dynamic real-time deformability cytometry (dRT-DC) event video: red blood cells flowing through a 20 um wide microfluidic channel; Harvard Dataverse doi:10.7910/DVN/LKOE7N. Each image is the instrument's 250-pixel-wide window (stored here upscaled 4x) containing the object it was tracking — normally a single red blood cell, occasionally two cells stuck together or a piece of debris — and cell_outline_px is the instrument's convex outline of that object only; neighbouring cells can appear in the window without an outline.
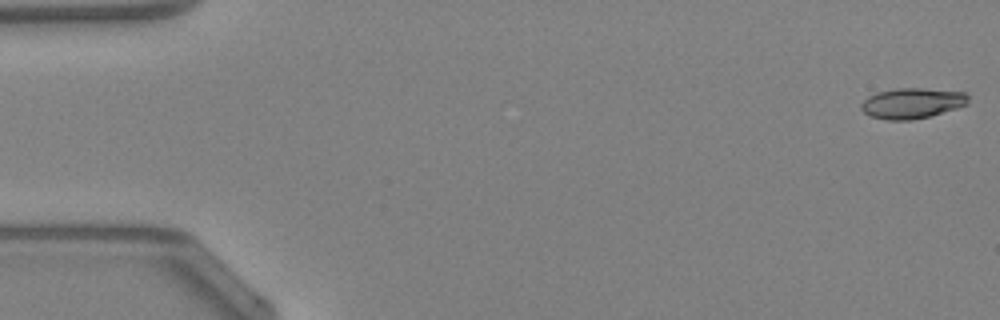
{"species": "Egyptian fruit bat (a non-hibernating species)", "species_latin": "Rousettus aegyptiacus", "temperature_condition": "warm", "stored_images_in_passage": 48, "camera_frame_rate_fps": 3000, "um_per_image_px": 0.085, "animal": {"sex": "female"}, "frame": {"image": 1, "passage_image": 1, "time_ms": 0.0, "image_size_px": [1000, 320], "cell_outline_px": [[968, 104], [956, 108], [928, 116], [912, 120], [888, 120], [868, 116], [860, 108], [860, 104], [868, 96], [876, 92], [896, 88], [924, 88], [968, 92]], "centroid_in_image_um": [77.51, 8.76], "position_along_channel_um": 7.5, "area_um2": 19.19}}
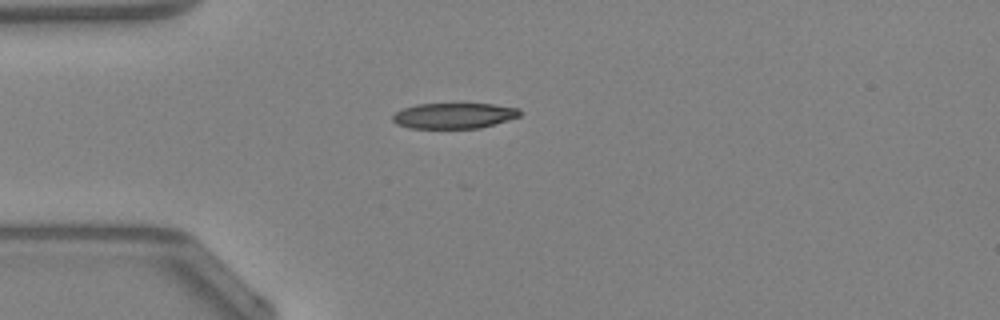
{"frame": {"image": 2, "passage_image": 13, "time_ms": 4.0, "image_size_px": [1000, 320], "cell_outline_px": [[524, 112], [520, 116], [508, 120], [480, 128], [408, 128], [396, 124], [392, 120], [392, 116], [396, 112], [404, 108], [416, 104], [492, 104], [520, 108]], "centroid_in_image_um": [38.61, 9.83], "position_along_channel_um": 46.4, "area_um2": 19.07}}
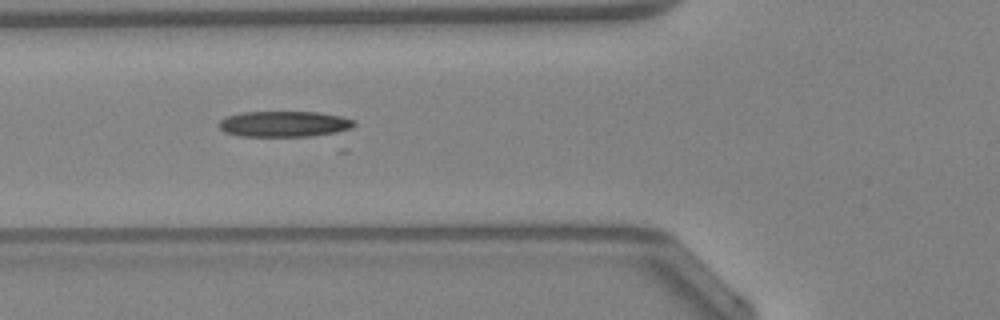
{"frame": {"image": 3, "passage_image": 18, "time_ms": 5.667, "image_size_px": [1000, 320], "cell_outline_px": [[356, 124], [352, 128], [344, 132], [312, 136], [240, 136], [224, 132], [220, 128], [220, 120], [228, 116], [240, 112], [320, 112], [340, 116], [356, 120]], "centroid_in_image_um": [24.24, 10.54], "position_along_channel_um": 101.6, "area_um2": 20.58}}